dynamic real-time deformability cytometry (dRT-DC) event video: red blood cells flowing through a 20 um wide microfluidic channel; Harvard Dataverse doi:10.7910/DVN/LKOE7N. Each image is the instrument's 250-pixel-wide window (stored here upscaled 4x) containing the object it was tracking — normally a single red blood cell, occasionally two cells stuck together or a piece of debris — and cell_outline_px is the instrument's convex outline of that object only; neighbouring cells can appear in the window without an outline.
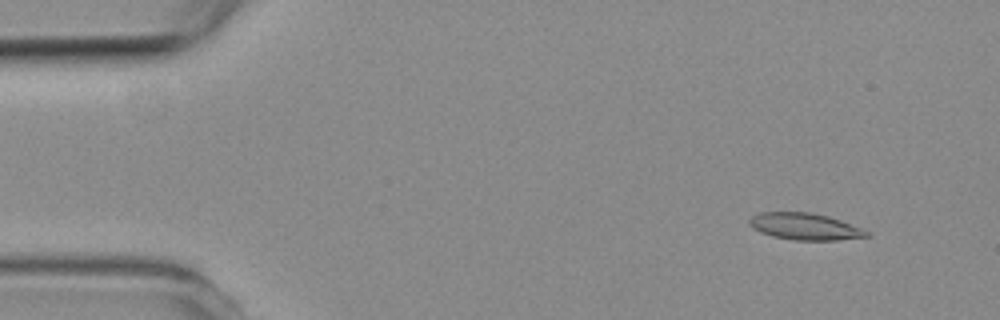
{"species": "common noctule bat (a hibernating species)", "species_latin": "Nyctalus noctula", "temperature_condition": "room temperature", "stored_images_in_passage": 3, "camera_frame_rate_fps": 3000, "um_per_image_px": 0.085, "animal": {"sex": "female", "body_mass_g": 19.3, "forearm_length_mm": 54.1}, "frame": {"image": 1, "passage_image": 1, "time_ms": 0.0, "image_size_px": [1000, 320], "cell_outline_px": [[872, 236], [836, 240], [796, 240], [772, 236], [760, 232], [752, 228], [748, 224], [748, 220], [752, 216], [760, 212], [808, 212], [828, 216], [864, 228], [872, 232]], "centroid_in_image_um": [68.45, 19.25], "position_along_channel_um": 16.5, "area_um2": 18.5}}